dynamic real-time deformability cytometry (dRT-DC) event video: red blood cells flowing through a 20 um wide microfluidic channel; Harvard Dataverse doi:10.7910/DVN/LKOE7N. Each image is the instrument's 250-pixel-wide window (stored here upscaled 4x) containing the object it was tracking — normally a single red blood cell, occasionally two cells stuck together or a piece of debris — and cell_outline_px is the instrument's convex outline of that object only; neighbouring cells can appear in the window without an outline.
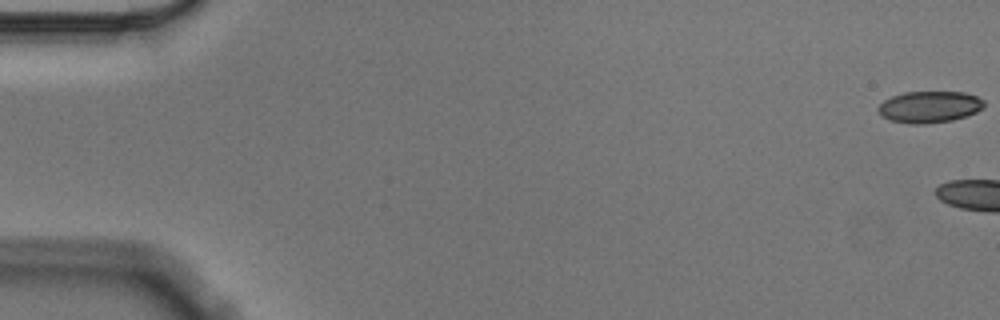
{"species": "Egyptian fruit bat (a non-hibernating species)", "species_latin": "Rousettus aegyptiacus", "temperature_condition": "cold", "stored_images_in_passage": 7, "camera_frame_rate_fps": 3000, "um_per_image_px": 0.085, "animal": {"sex": "male"}, "frame": {"image": 1, "passage_image": 1, "time_ms": 0.0, "image_size_px": [1000, 320], "cell_outline_px": [[984, 108], [968, 116], [952, 120], [928, 124], [908, 124], [888, 120], [880, 116], [876, 108], [884, 100], [892, 96], [904, 92], [964, 92], [976, 96], [984, 100]], "centroid_in_image_um": [78.98, 9.1], "position_along_channel_um": 6.0, "area_um2": 19.83}}